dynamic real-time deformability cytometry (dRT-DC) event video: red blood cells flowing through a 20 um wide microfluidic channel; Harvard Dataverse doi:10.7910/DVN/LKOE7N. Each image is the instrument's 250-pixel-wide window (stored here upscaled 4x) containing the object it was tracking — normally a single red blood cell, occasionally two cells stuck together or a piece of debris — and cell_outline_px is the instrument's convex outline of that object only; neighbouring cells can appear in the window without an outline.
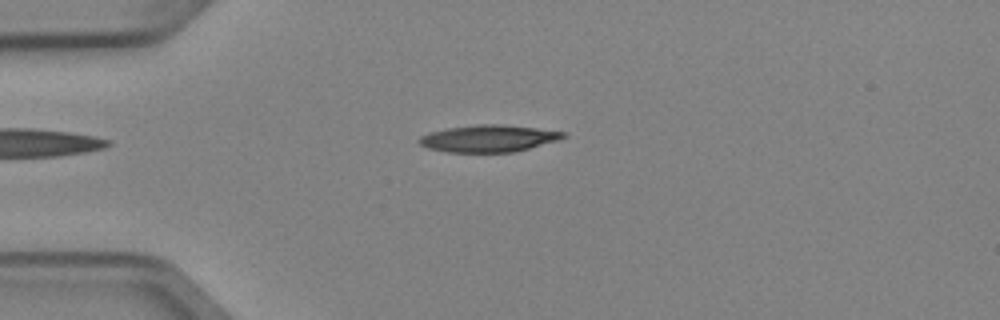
{"species": "Egyptian fruit bat (a non-hibernating species)", "species_latin": "Rousettus aegyptiacus", "temperature_condition": "cold", "stored_images_in_passage": 5, "camera_frame_rate_fps": 3000, "um_per_image_px": 0.085, "animal": {"sex": "female"}, "frame": {"image": 1, "passage_image": 1, "time_ms": 0.0, "image_size_px": [1000, 320], "cell_outline_px": [[568, 136], [560, 140], [516, 152], [448, 152], [428, 148], [420, 144], [416, 140], [420, 136], [428, 132], [448, 128], [476, 124], [504, 124], [568, 132]], "centroid_in_image_um": [41.57, 11.76], "position_along_channel_um": 43.4, "area_um2": 23.0}}
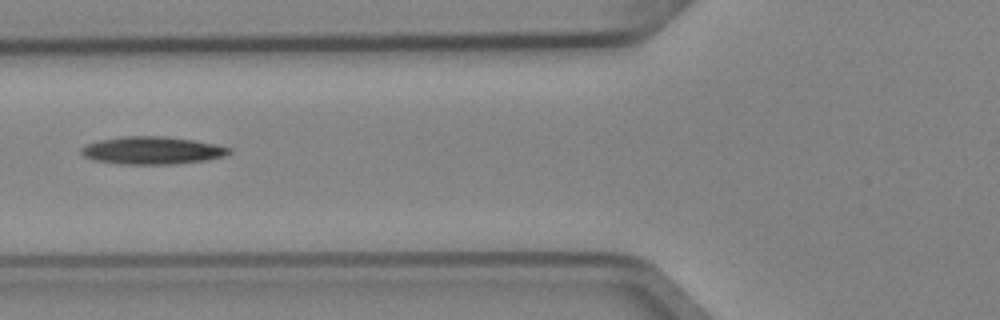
{"frame": {"image": 2, "passage_image": 3, "time_ms": 0.667, "image_size_px": [1000, 320], "cell_outline_px": [[232, 152], [224, 156], [204, 160], [176, 164], [120, 164], [92, 160], [84, 156], [80, 152], [80, 148], [88, 144], [100, 140], [124, 136], [164, 136], [192, 140], [232, 148]], "centroid_in_image_um": [12.91, 12.79], "position_along_channel_um": 112.9, "area_um2": 23.7}}
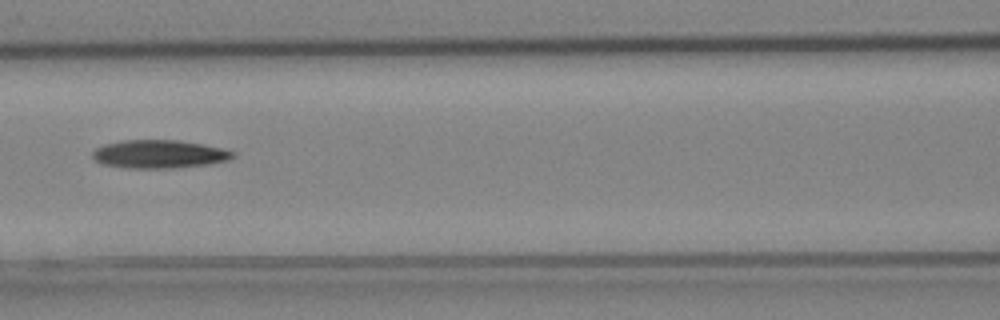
{"frame": {"image": 3, "passage_image": 4, "time_ms": 1.0, "image_size_px": [1000, 320], "cell_outline_px": [[236, 156], [228, 160], [208, 164], [176, 168], [128, 168], [104, 164], [96, 160], [92, 156], [92, 152], [96, 148], [104, 144], [124, 140], [180, 140], [220, 148], [236, 152]], "centroid_in_image_um": [13.54, 13.1], "position_along_channel_um": 153.1, "area_um2": 23.0}}